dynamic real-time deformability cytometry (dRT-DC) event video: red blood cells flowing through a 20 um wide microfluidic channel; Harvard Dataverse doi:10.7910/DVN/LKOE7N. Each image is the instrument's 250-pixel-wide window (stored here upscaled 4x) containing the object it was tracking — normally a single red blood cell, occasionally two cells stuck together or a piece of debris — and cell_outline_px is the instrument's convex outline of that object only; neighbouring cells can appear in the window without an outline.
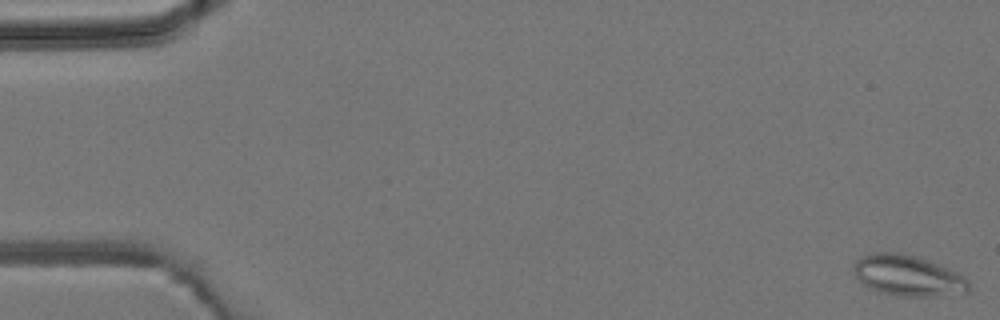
{"species": "common noctule bat (a hibernating species)", "species_latin": "Nyctalus noctula", "temperature_condition": "room temperature", "stored_images_in_passage": 4, "camera_frame_rate_fps": 3000, "um_per_image_px": 0.085, "animal": {"sex": "male", "body_mass_g": 19.2, "forearm_length_mm": 51.8}, "frame": {"image": 1, "passage_image": 1, "time_ms": 0.0, "image_size_px": [1000, 320], "cell_outline_px": [[968, 288], [964, 292], [936, 296], [900, 296], [880, 292], [864, 284], [856, 276], [852, 268], [852, 264], [860, 256], [876, 252], [900, 252], [960, 272], [968, 280]], "centroid_in_image_um": [77.13, 23.41], "position_along_channel_um": 7.9, "area_um2": 27.05}}